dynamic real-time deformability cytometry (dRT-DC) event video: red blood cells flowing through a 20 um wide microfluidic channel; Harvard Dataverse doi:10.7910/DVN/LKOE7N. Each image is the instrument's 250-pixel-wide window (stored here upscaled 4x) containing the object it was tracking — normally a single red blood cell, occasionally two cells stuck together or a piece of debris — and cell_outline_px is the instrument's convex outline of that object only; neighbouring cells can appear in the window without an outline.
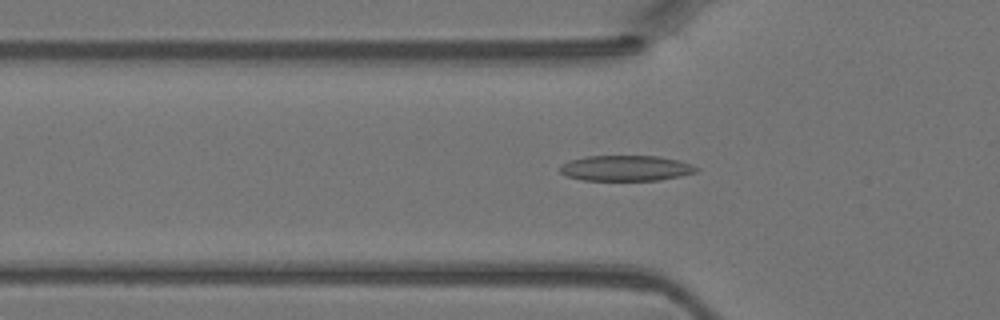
{"species": "Egyptian fruit bat (a non-hibernating species)", "species_latin": "Rousettus aegyptiacus", "temperature_condition": "warm", "stored_images_in_passage": 45, "camera_frame_rate_fps": 3000, "um_per_image_px": 0.085, "animal": {"sex": "female"}, "frame": {"image": 1, "passage_image": 15, "time_ms": 4.667, "image_size_px": [1000, 320], "cell_outline_px": [[700, 168], [696, 172], [680, 176], [660, 180], [584, 180], [564, 176], [560, 172], [560, 164], [568, 160], [588, 156], [660, 156], [692, 164]], "centroid_in_image_um": [53.17, 14.29], "position_along_channel_um": 72.6, "area_um2": 20.4}}
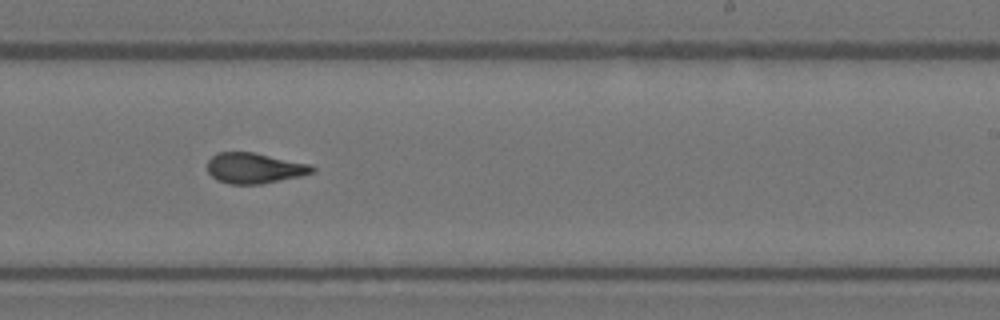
{"frame": {"image": 2, "passage_image": 28, "time_ms": 9.0, "image_size_px": [1000, 320], "cell_outline_px": [[316, 172], [300, 176], [260, 184], [228, 184], [216, 180], [208, 172], [208, 160], [216, 152], [252, 152], [312, 164], [316, 168]], "centroid_in_image_um": [21.64, 14.29], "position_along_channel_um": 267.4, "area_um2": 18.79}}
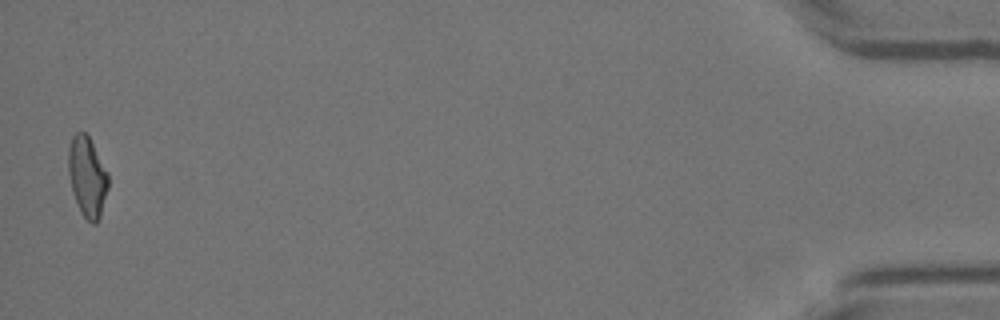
{"frame": {"image": 3, "passage_image": 45, "time_ms": 14.667, "image_size_px": [1000, 320], "cell_outline_px": [[108, 188], [100, 216], [96, 224], [92, 224], [80, 212], [72, 192], [68, 172], [68, 148], [72, 136], [76, 132], [84, 132], [88, 136], [108, 172]], "centroid_in_image_um": [7.4, 15.03], "position_along_channel_um": 427.8, "area_um2": 18.61}}